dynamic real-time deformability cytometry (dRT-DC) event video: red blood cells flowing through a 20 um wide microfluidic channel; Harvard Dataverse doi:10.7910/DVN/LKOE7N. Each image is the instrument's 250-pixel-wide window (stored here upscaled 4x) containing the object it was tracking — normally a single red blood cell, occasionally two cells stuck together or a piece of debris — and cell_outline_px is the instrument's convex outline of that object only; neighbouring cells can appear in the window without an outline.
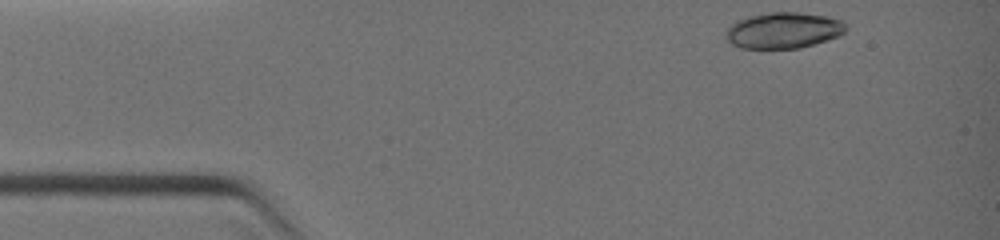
{"species": "common noctule bat (a hibernating species)", "species_latin": "Nyctalus noctula", "temperature_condition": "warm", "stored_images_in_passage": 26, "camera_frame_rate_fps": 3000, "um_per_image_px": 0.085, "animal": {"sex": "female", "body_mass_g": 19.0, "forearm_length_mm": 51.5}, "frame": {"image": 1, "passage_image": 1, "time_ms": 0.0, "image_size_px": [1000, 240], "cell_outline_px": [[848, 28], [840, 36], [828, 40], [800, 48], [740, 48], [732, 44], [724, 36], [724, 32], [736, 20], [748, 16], [768, 12], [796, 12], [828, 16], [840, 20]], "centroid_in_image_um": [66.58, 2.58], "position_along_channel_um": 18.4, "area_um2": 25.37}}
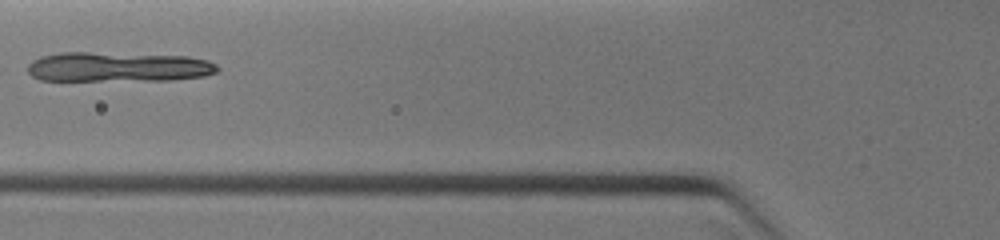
{"frame": {"image": 2, "passage_image": 10, "time_ms": 3.333, "image_size_px": [1000, 240], "cell_outline_px": [[220, 68], [216, 72], [204, 76], [172, 80], [40, 80], [32, 76], [28, 72], [28, 64], [32, 60], [40, 56], [64, 52], [88, 52], [188, 56], [208, 60], [216, 64]], "centroid_in_image_um": [10.05, 5.68], "position_along_channel_um": 115.8, "area_um2": 33.0}}
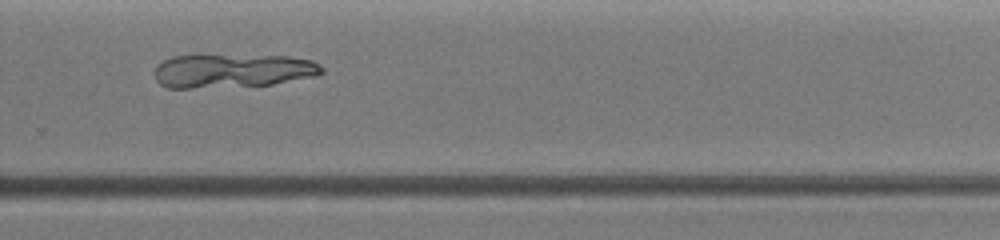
{"frame": {"image": 3, "passage_image": 20, "time_ms": 7.0, "image_size_px": [1000, 240], "cell_outline_px": [[324, 72], [316, 76], [272, 84], [192, 88], [168, 88], [160, 84], [156, 80], [156, 68], [164, 60], [172, 56], [288, 56], [312, 60], [320, 64], [324, 68]], "centroid_in_image_um": [19.82, 6.02], "position_along_channel_um": 310.0, "area_um2": 32.48}}